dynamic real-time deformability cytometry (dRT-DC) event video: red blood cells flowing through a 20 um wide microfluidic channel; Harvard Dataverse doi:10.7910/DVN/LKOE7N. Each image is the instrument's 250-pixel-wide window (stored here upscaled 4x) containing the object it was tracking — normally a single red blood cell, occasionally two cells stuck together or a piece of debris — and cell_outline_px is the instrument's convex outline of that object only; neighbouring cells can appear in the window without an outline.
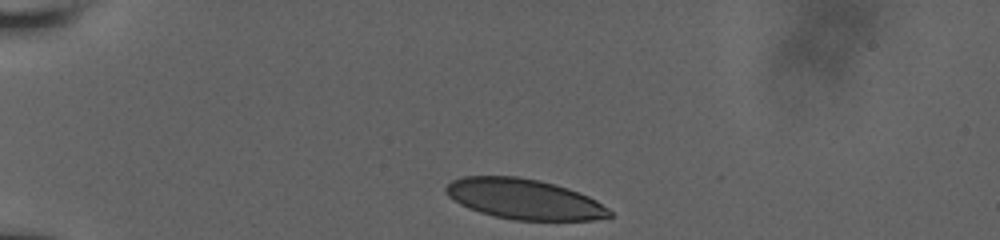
{"species": "human", "species_latin": "Homo sapiens", "temperature_condition": "room temperature", "stored_images_in_passage": 34, "camera_frame_rate_fps": 3000, "um_per_image_px": 0.085, "donor": {"sex": "male"}, "frame": {"image": 1, "passage_image": 1, "time_ms": 0.0, "image_size_px": [1000, 240], "cell_outline_px": [[612, 216], [592, 220], [512, 220], [480, 212], [468, 208], [460, 204], [448, 196], [444, 188], [452, 180], [464, 176], [516, 176], [540, 180], [556, 184], [568, 188], [588, 196], [596, 200], [608, 208], [612, 212]], "centroid_in_image_um": [44.55, 16.92], "position_along_channel_um": 40.4, "area_um2": 38.44}}
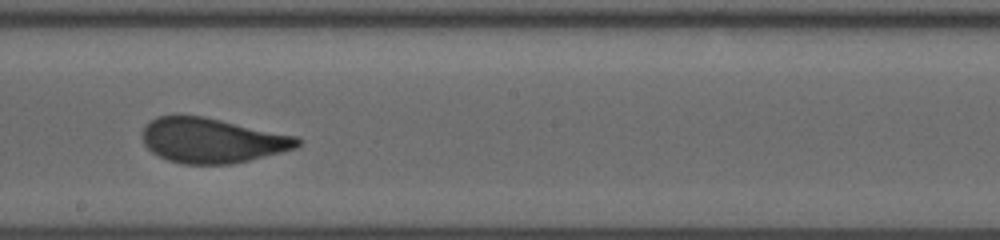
{"frame": {"image": 2, "passage_image": 20, "time_ms": 6.333, "image_size_px": [1000, 240], "cell_outline_px": [[304, 140], [296, 148], [232, 164], [184, 164], [168, 160], [152, 152], [144, 144], [144, 128], [152, 120], [160, 116], [204, 116], [300, 136]], "centroid_in_image_um": [18.11, 11.94], "position_along_channel_um": 230.1, "area_um2": 40.4}}
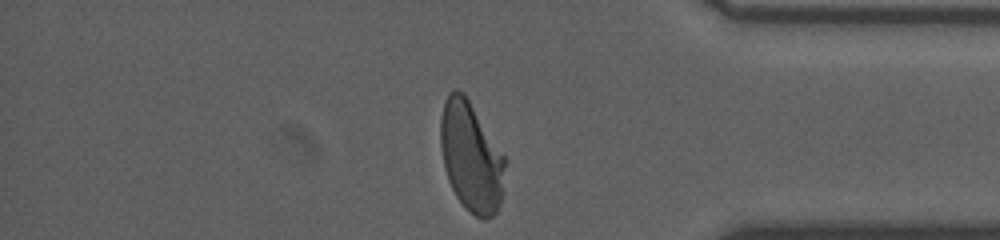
{"frame": {"image": 3, "passage_image": 34, "time_ms": 11.0, "image_size_px": [1000, 240], "cell_outline_px": [[504, 192], [500, 204], [496, 212], [492, 216], [484, 220], [476, 216], [456, 196], [448, 180], [444, 168], [440, 144], [440, 116], [444, 100], [448, 92], [452, 88], [456, 88], [464, 92], [504, 156]], "centroid_in_image_um": [40.02, 13.29], "position_along_channel_um": 395.2, "area_um2": 41.21}, "authors_computed_cell_mechanics": {"area_um2": 41.0669, "velocity_mm_per_s": 3.8784, "shape_relaxation_time_tau1_ms": 7.3108, "shape_relaxation_time_tau2_ms": null, "deformation_change_tau1": 0.2119, "deformation_change_tau2": null}}